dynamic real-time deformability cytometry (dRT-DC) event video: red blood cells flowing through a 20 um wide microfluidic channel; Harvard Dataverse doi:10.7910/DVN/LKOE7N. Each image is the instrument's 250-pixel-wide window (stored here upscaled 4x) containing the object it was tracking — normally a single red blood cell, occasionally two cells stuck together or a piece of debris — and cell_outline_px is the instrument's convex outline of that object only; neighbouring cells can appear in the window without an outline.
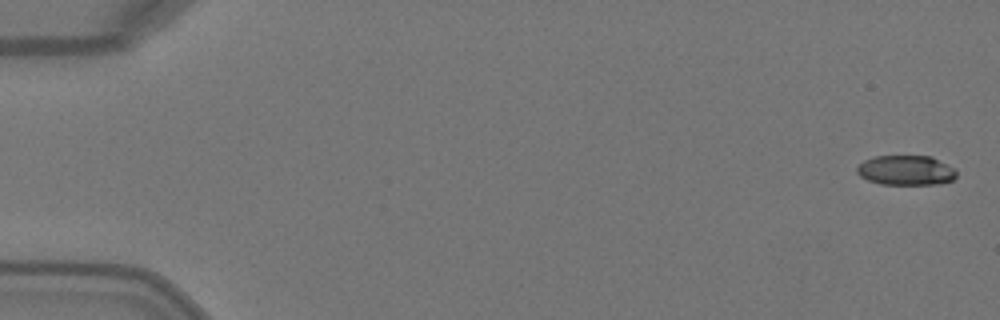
{"species": "Egyptian fruit bat (a non-hibernating species)", "species_latin": "Rousettus aegyptiacus", "temperature_condition": "warm", "stored_images_in_passage": 11, "camera_frame_rate_fps": 3000, "um_per_image_px": 0.085, "animal": {"sex": "female"}, "frame": {"image": 1, "passage_image": 1, "time_ms": 0.0, "image_size_px": [1000, 320], "cell_outline_px": [[956, 176], [952, 180], [936, 184], [880, 184], [868, 180], [860, 176], [856, 172], [856, 168], [864, 160], [876, 156], [932, 156], [956, 168]], "centroid_in_image_um": [77.02, 14.47], "position_along_channel_um": 8.0, "area_um2": 17.34}}